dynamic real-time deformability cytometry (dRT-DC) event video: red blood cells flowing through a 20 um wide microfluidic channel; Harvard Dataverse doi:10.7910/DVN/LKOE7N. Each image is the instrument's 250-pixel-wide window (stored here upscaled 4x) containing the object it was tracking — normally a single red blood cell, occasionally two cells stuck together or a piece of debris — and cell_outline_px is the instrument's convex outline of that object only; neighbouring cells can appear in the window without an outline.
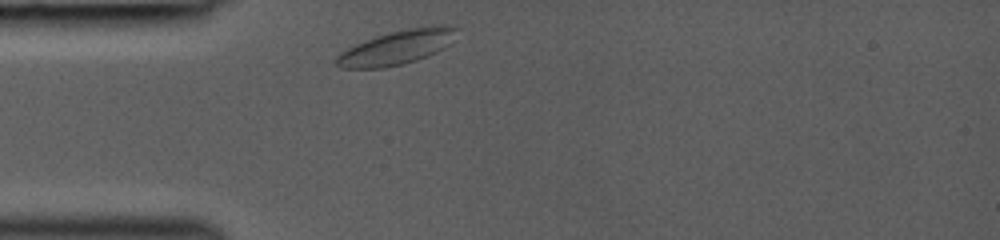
{"species": "common noctule bat (a hibernating species)", "species_latin": "Nyctalus noctula", "temperature_condition": "room temperature", "stored_images_in_passage": 30, "camera_frame_rate_fps": 3000, "um_per_image_px": 0.085, "animal": {"sex": "female", "body_mass_g": 19.0, "forearm_length_mm": 53.3}, "frame": {"image": 1, "passage_image": 1, "time_ms": 0.0, "image_size_px": [1000, 240], "cell_outline_px": [[456, 28], [448, 44], [444, 48], [428, 56], [416, 60], [384, 68], [344, 68], [332, 64], [332, 60], [340, 52], [364, 40], [376, 36], [408, 28], [432, 24], [444, 24]], "centroid_in_image_um": [33.66, 4.03], "position_along_channel_um": 51.3, "area_um2": 23.87}}
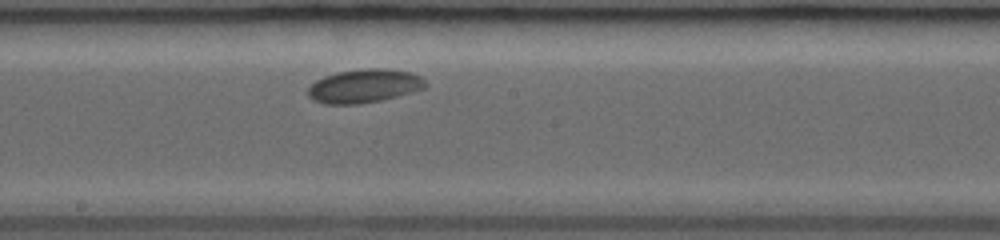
{"frame": {"image": 2, "passage_image": 15, "time_ms": 4.333, "image_size_px": [1000, 240], "cell_outline_px": [[428, 84], [424, 88], [412, 92], [380, 100], [360, 104], [324, 104], [312, 100], [308, 96], [308, 88], [316, 80], [340, 72], [368, 68], [380, 68], [412, 72], [420, 76]], "centroid_in_image_um": [30.97, 7.32], "position_along_channel_um": 217.2, "area_um2": 22.77}}
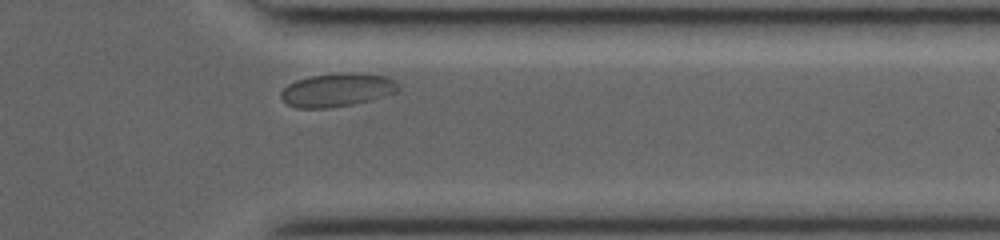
{"frame": {"image": 3, "passage_image": 27, "time_ms": 8.333, "image_size_px": [1000, 240], "cell_outline_px": [[400, 92], [372, 100], [352, 104], [328, 108], [296, 108], [288, 104], [280, 96], [280, 92], [288, 84], [296, 80], [308, 76], [348, 72], [352, 72], [384, 76], [396, 80], [400, 88]], "centroid_in_image_um": [28.69, 7.64], "position_along_channel_um": 382.7, "area_um2": 23.06}}